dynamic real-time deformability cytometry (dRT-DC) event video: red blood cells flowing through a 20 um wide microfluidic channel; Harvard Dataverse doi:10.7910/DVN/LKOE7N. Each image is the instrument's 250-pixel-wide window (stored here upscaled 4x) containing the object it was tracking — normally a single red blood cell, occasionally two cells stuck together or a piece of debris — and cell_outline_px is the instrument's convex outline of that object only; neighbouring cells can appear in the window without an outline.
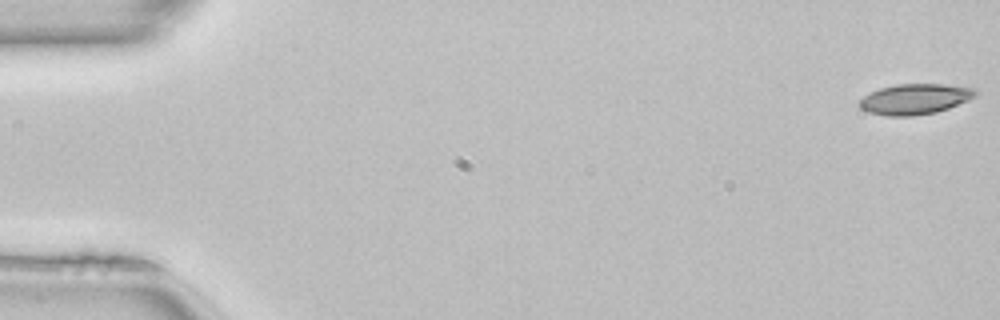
{"species": "common noctule bat (a hibernating species)", "species_latin": "Nyctalus noctula", "temperature_condition": "room temperature", "stored_images_in_passage": 50, "camera_frame_rate_fps": 3000, "um_per_image_px": 0.085, "animal": {"sex": "female", "body_mass_g": 22.7, "forearm_length_mm": 54.2}, "frame": {"image": 1, "passage_image": 1, "time_ms": 0.0, "image_size_px": [1000, 320], "cell_outline_px": [[980, 92], [976, 96], [968, 100], [948, 108], [936, 112], [912, 116], [888, 116], [868, 112], [860, 108], [856, 104], [864, 96], [880, 88], [896, 84], [940, 84], [976, 88]], "centroid_in_image_um": [77.77, 8.42], "position_along_channel_um": 7.2, "area_um2": 20.69}}
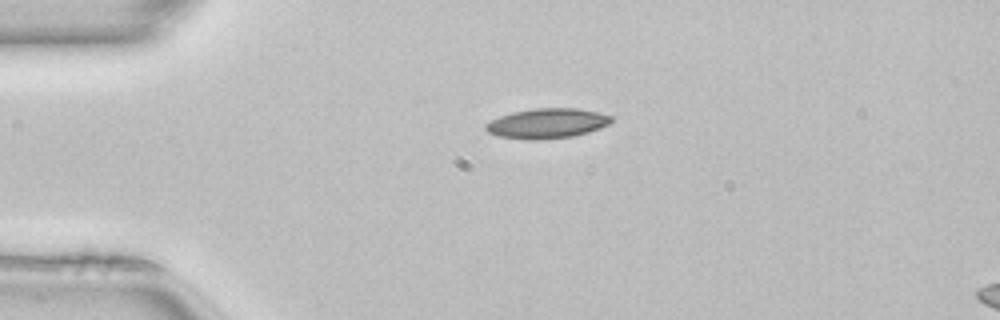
{"frame": {"image": 2, "passage_image": 12, "time_ms": 3.667, "image_size_px": [1000, 320], "cell_outline_px": [[612, 120], [608, 124], [600, 128], [588, 132], [572, 136], [540, 140], [528, 140], [496, 136], [488, 132], [484, 128], [484, 124], [500, 116], [512, 112], [532, 108], [576, 108], [600, 112], [612, 116]], "centroid_in_image_um": [46.48, 10.49], "position_along_channel_um": 38.5, "area_um2": 22.08}}
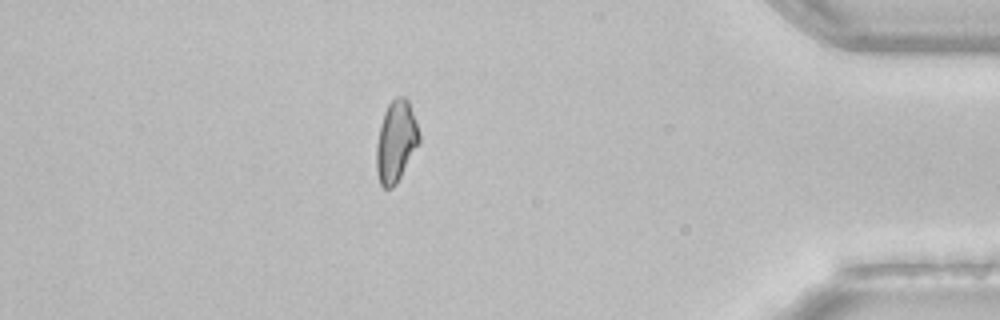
{"frame": {"image": 3, "passage_image": 44, "time_ms": 14.333, "image_size_px": [1000, 320], "cell_outline_px": [[420, 140], [396, 184], [392, 188], [384, 188], [380, 184], [376, 172], [376, 144], [380, 124], [384, 112], [388, 104], [396, 96], [404, 96], [408, 100], [416, 120], [420, 136]], "centroid_in_image_um": [33.64, 12.0], "position_along_channel_um": 401.6, "area_um2": 20.23}, "authors_computed_cell_mechanics": {"area_um2": 20.8658, "velocity_mm_per_s": 4.1095, "shape_relaxation_time_tau1_ms": null, "shape_relaxation_time_tau2_ms": 9.893, "deformation_change_tau1": null, "deformation_change_tau2": 0.1962}}